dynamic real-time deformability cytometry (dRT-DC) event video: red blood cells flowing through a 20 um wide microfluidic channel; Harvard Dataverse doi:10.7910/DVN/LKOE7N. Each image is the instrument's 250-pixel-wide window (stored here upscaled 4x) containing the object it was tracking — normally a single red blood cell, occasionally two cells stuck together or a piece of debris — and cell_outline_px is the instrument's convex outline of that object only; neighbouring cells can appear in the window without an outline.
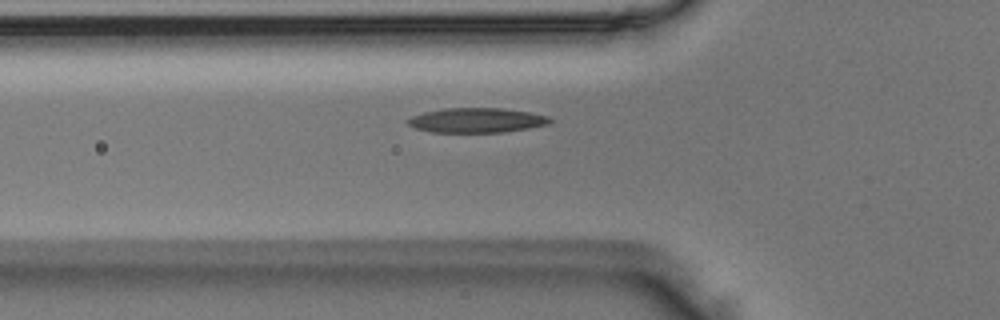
{"species": "Egyptian fruit bat (a non-hibernating species)", "species_latin": "Rousettus aegyptiacus", "temperature_condition": "room temperature", "stored_images_in_passage": 37, "camera_frame_rate_fps": 3000, "um_per_image_px": 0.085, "animal": {"sex": "male"}, "frame": {"image": 1, "passage_image": 7, "time_ms": 2.0, "image_size_px": [1000, 320], "cell_outline_px": [[552, 120], [548, 124], [528, 128], [504, 132], [432, 132], [416, 128], [408, 124], [404, 120], [412, 116], [424, 112], [444, 108], [500, 108], [528, 112], [548, 116]], "centroid_in_image_um": [40.48, 10.22], "position_along_channel_um": 85.3, "area_um2": 20.35}}
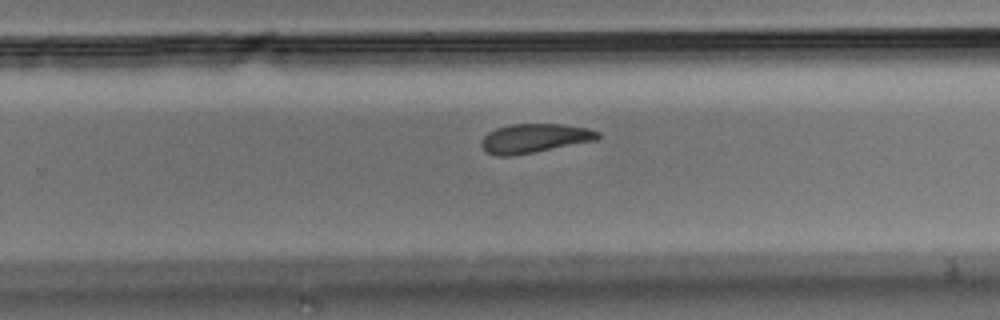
{"frame": {"image": 2, "passage_image": 22, "time_ms": 7.0, "image_size_px": [1000, 320], "cell_outline_px": [[600, 136], [596, 140], [512, 156], [496, 156], [488, 152], [480, 144], [480, 140], [488, 132], [496, 128], [512, 124], [560, 124], [588, 128], [600, 132]], "centroid_in_image_um": [45.41, 11.75], "position_along_channel_um": 284.4, "area_um2": 19.59}}
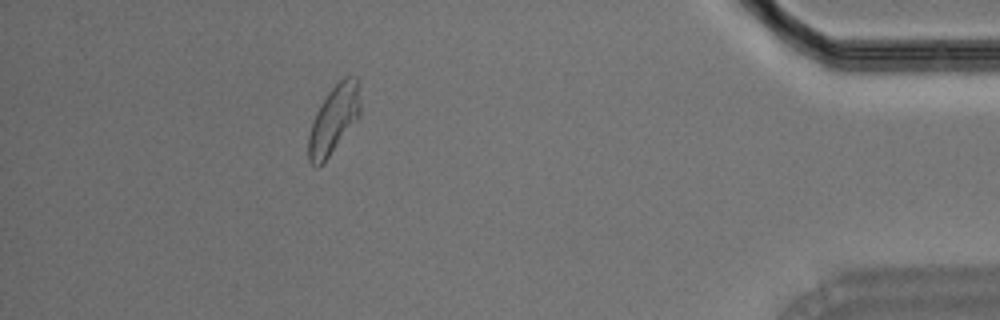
{"frame": {"image": 3, "passage_image": 35, "time_ms": 11.333, "image_size_px": [1000, 320], "cell_outline_px": [[360, 116], [324, 164], [316, 168], [308, 160], [308, 136], [316, 112], [320, 104], [328, 92], [344, 76], [356, 76], [360, 104]], "centroid_in_image_um": [28.36, 10.21], "position_along_channel_um": 406.8, "area_um2": 20.63}}